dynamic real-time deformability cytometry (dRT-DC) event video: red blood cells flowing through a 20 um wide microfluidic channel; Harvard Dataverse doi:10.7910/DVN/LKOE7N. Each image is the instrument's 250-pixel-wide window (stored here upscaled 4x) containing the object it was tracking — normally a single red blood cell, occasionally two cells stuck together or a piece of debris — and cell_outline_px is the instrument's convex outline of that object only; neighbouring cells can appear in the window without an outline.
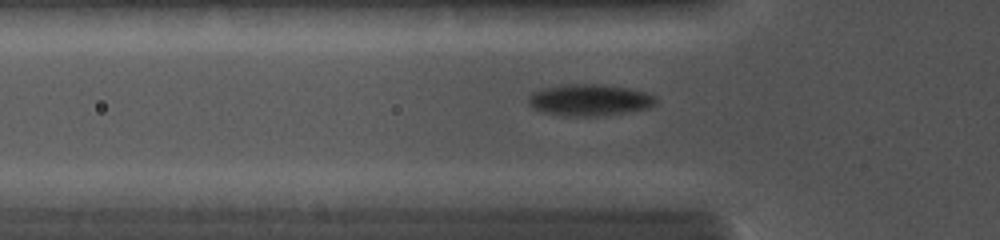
{"species": "common noctule bat (a hibernating species)", "species_latin": "Nyctalus noctula", "temperature_condition": "cold", "stored_images_in_passage": 14, "camera_frame_rate_fps": 5000, "um_per_image_px": 0.085, "animal": {"sex": "female", "body_mass_g": 19.0, "forearm_length_mm": 56.7}, "frame": {"image": 1, "passage_image": 5, "time_ms": 1.6, "image_size_px": [1000, 240], "cell_outline_px": [[656, 104], [648, 108], [628, 112], [596, 116], [564, 116], [540, 112], [532, 108], [528, 104], [528, 96], [532, 92], [544, 88], [568, 84], [600, 84], [628, 88], [644, 92], [656, 96]], "centroid_in_image_um": [50.08, 8.51], "position_along_channel_um": 75.7, "area_um2": 23.58}}
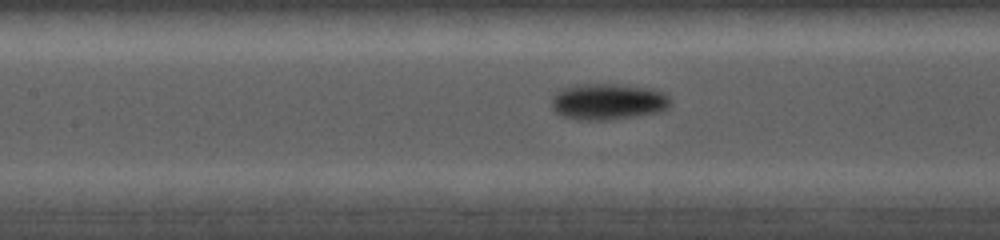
{"frame": {"image": 2, "passage_image": 9, "time_ms": 3.4, "image_size_px": [1000, 240], "cell_outline_px": [[672, 104], [668, 108], [660, 112], [640, 116], [608, 120], [576, 120], [560, 116], [552, 108], [552, 96], [560, 88], [580, 84], [616, 84], [652, 88], [664, 92], [672, 100]], "centroid_in_image_um": [51.7, 8.65], "position_along_channel_um": 155.7, "area_um2": 25.72}}
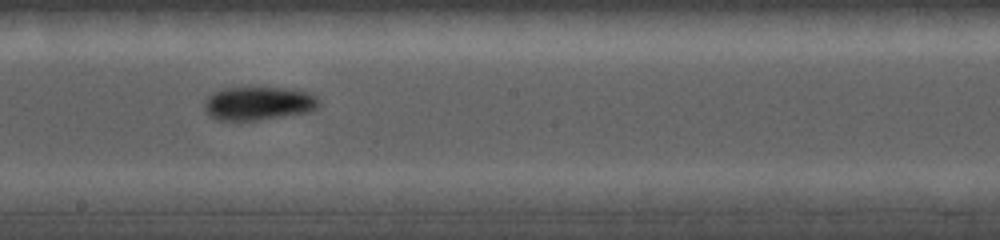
{"frame": {"image": 3, "passage_image": 13, "time_ms": 5.0, "image_size_px": [1000, 240], "cell_outline_px": [[320, 104], [312, 112], [256, 120], [216, 120], [204, 108], [204, 100], [212, 92], [224, 88], [292, 88], [308, 92], [316, 96], [320, 100]], "centroid_in_image_um": [22.0, 8.78], "position_along_channel_um": 226.2, "area_um2": 22.48}}